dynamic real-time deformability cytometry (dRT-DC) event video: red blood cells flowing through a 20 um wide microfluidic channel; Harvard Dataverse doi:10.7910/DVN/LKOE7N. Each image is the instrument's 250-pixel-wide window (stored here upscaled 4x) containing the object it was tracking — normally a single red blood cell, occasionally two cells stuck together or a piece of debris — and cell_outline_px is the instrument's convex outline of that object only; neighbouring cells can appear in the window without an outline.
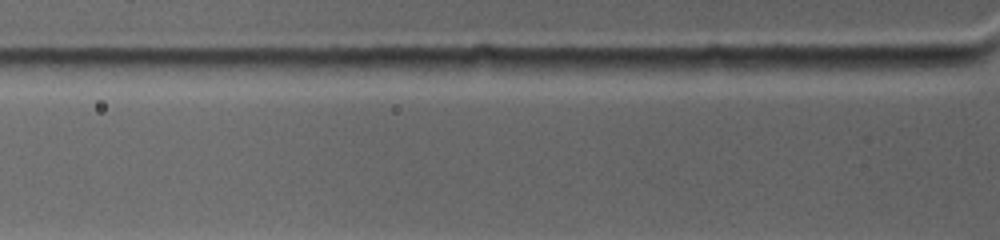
{"species": "common noctule bat (a hibernating species)", "species_latin": "Nyctalus noctula", "temperature_condition": "warm", "stored_images_in_passage": 3, "camera_frame_rate_fps": 4500, "um_per_image_px": 0.085, "animal": {"sex": "female", "body_mass_g": 19.0, "forearm_length_mm": 53.3}, "frame": {"image": 1, "passage_image": 3, "time_ms": 0.889, "image_size_px": [1000, 240], "cell_outline_px": [[728, 68], [704, 72], [672, 76], [648, 76], [556, 68], [576, 60], [600, 56], [728, 56]], "centroid_in_image_um": [55.26, 5.52], "position_along_channel_um": 70.5, "area_um2": 19.19}}